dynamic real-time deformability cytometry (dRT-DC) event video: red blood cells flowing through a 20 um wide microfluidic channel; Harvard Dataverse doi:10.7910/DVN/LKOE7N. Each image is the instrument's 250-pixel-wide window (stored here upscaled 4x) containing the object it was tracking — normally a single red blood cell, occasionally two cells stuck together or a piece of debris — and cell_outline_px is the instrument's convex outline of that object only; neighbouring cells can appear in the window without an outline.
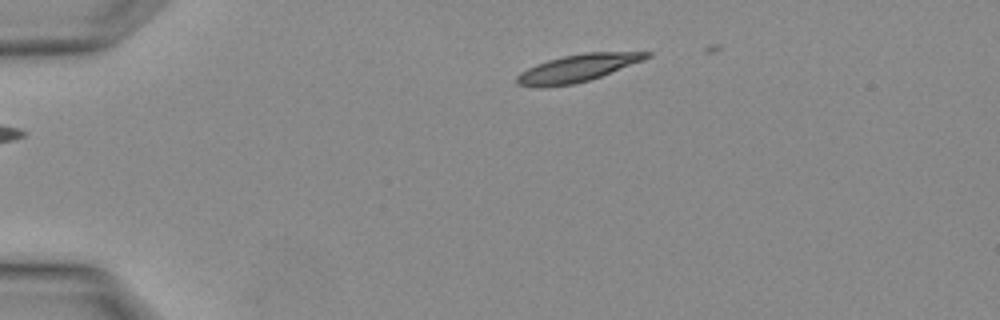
{"species": "Egyptian fruit bat (a non-hibernating species)", "species_latin": "Rousettus aegyptiacus", "temperature_condition": "warm", "stored_images_in_passage": 2, "camera_frame_rate_fps": 3000, "um_per_image_px": 0.085, "animal": {"sex": "female"}, "frame": {"image": 1, "passage_image": 1, "time_ms": 0.0, "image_size_px": [1000, 320], "cell_outline_px": [[652, 56], [644, 60], [600, 76], [588, 80], [572, 84], [516, 84], [516, 76], [520, 72], [536, 64], [548, 60], [564, 56], [584, 52], [652, 52]], "centroid_in_image_um": [49.18, 5.73], "position_along_channel_um": 35.8, "area_um2": 19.77}}